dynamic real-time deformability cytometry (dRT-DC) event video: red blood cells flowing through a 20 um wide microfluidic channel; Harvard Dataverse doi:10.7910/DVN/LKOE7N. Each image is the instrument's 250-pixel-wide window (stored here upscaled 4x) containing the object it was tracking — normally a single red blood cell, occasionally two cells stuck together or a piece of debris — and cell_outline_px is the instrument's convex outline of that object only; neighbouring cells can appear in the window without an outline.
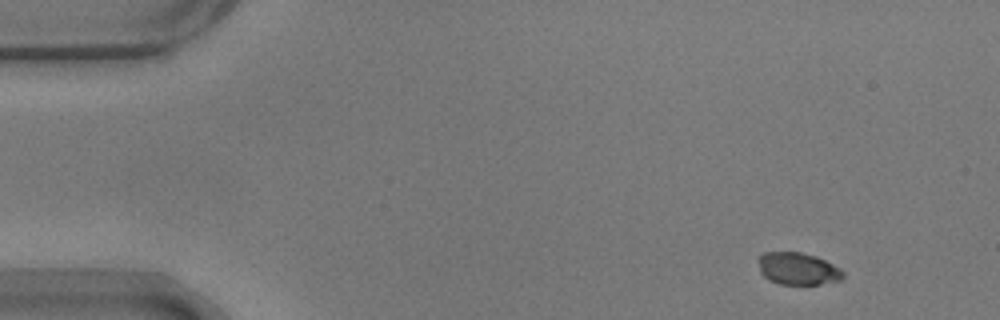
{"species": "common noctule bat (a hibernating species)", "species_latin": "Nyctalus noctula", "temperature_condition": "warm", "stored_images_in_passage": 51, "camera_frame_rate_fps": 3000, "um_per_image_px": 0.085, "animal": {"sex": "male", "body_mass_g": 17.9}, "frame": {"image": 1, "passage_image": 1, "time_ms": 0.0, "image_size_px": [1000, 320], "cell_outline_px": [[844, 276], [840, 280], [820, 284], [780, 284], [768, 280], [760, 272], [756, 260], [764, 252], [800, 252], [816, 256], [840, 268], [844, 272]], "centroid_in_image_um": [67.78, 22.83], "position_along_channel_um": 17.2, "area_um2": 16.01}}
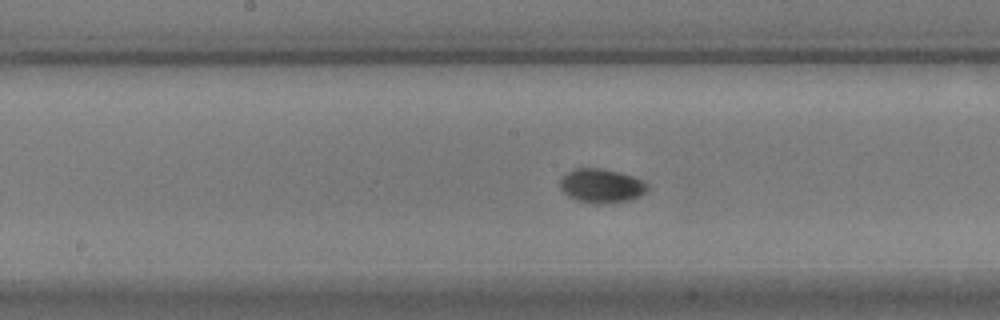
{"frame": {"image": 2, "passage_image": 24, "time_ms": 7.667, "image_size_px": [1000, 320], "cell_outline_px": [[648, 188], [640, 196], [628, 200], [600, 204], [576, 200], [568, 196], [560, 188], [560, 180], [568, 172], [576, 168], [600, 168], [620, 172], [632, 176], [648, 184]], "centroid_in_image_um": [51.11, 15.79], "position_along_channel_um": 197.1, "area_um2": 17.11}}
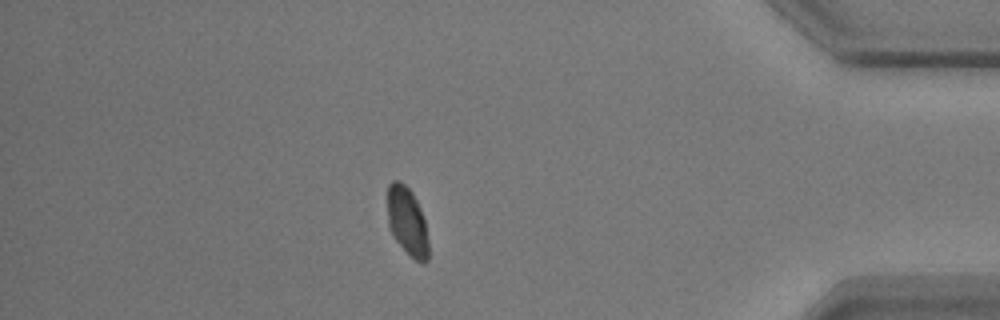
{"frame": {"image": 3, "passage_image": 44, "time_ms": 14.333, "image_size_px": [1000, 320], "cell_outline_px": [[428, 260], [416, 260], [396, 240], [388, 228], [388, 184], [392, 180], [400, 180], [412, 192], [416, 200], [424, 220], [428, 240]], "centroid_in_image_um": [34.59, 18.76], "position_along_channel_um": 400.6, "area_um2": 15.95}, "authors_computed_cell_mechanics": {"area_um2": 16.6464, "velocity_mm_per_s": 3.6418, "shape_relaxation_time_tau1_ms": 2.3534, "shape_relaxation_time_tau2_ms": null, "deformation_change_tau1": 0.1699, "deformation_change_tau2": null}}